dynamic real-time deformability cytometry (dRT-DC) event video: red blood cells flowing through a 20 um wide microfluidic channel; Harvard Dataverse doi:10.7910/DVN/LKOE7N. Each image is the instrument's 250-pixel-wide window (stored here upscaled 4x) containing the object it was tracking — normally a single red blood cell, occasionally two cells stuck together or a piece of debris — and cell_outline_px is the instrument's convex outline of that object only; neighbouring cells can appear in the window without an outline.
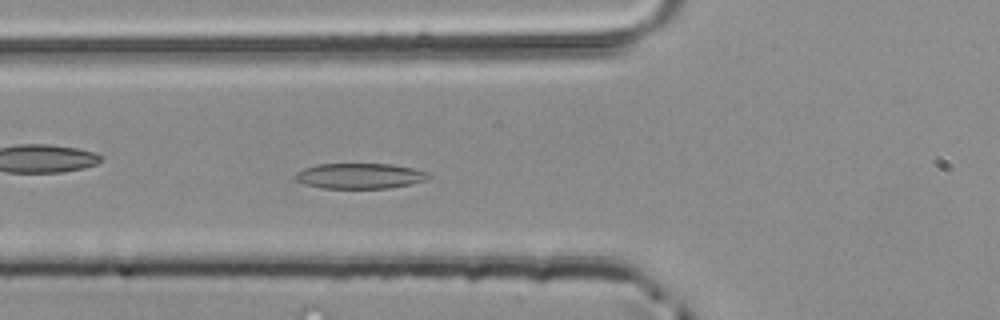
{"species": "common noctule bat (a hibernating species)", "species_latin": "Nyctalus noctula", "temperature_condition": "room temperature", "stored_images_in_passage": 40, "camera_frame_rate_fps": 3000, "um_per_image_px": 0.085, "animal": {"sex": "male", "body_mass_g": 20.4}, "frame": {"image": 1, "passage_image": 9, "time_ms": 2.667, "image_size_px": [1000, 320], "cell_outline_px": [[432, 176], [424, 180], [412, 184], [388, 188], [320, 188], [304, 184], [296, 180], [292, 176], [296, 172], [304, 168], [316, 164], [392, 164], [412, 168], [428, 172]], "centroid_in_image_um": [30.55, 14.95], "position_along_channel_um": 95.2, "area_um2": 19.88}}
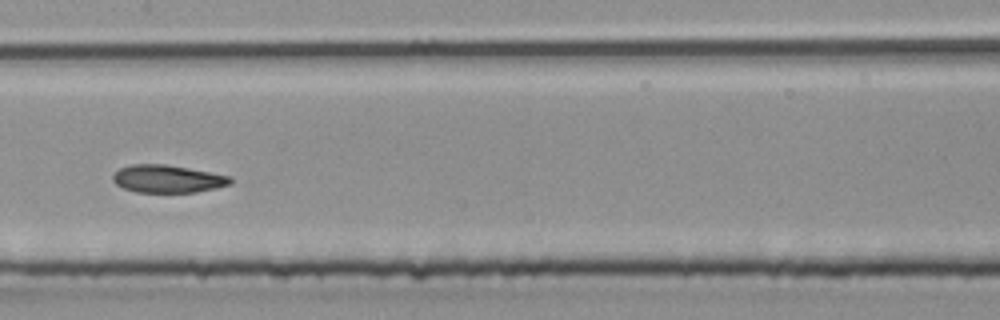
{"frame": {"image": 2, "passage_image": 16, "time_ms": 5.0, "image_size_px": [1000, 320], "cell_outline_px": [[232, 184], [216, 188], [196, 192], [136, 192], [124, 188], [116, 184], [112, 180], [112, 176], [120, 168], [132, 164], [164, 164], [188, 168], [232, 176]], "centroid_in_image_um": [14.27, 15.2], "position_along_channel_um": 193.1, "area_um2": 18.96}}
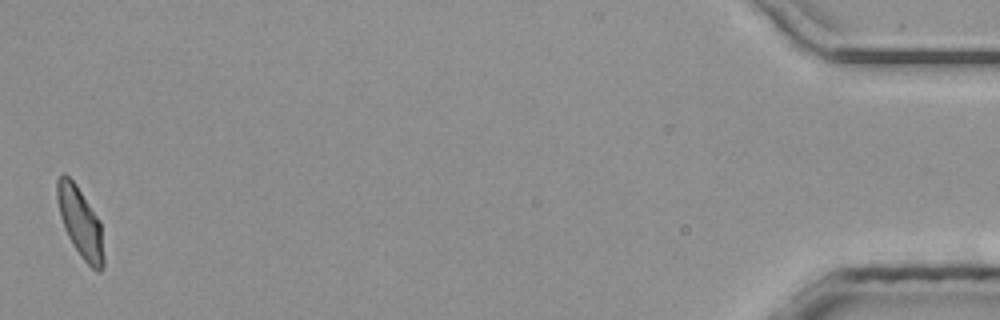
{"frame": {"image": 3, "passage_image": 40, "time_ms": 13.0, "image_size_px": [1000, 320], "cell_outline_px": [[104, 268], [100, 272], [96, 272], [80, 256], [72, 244], [64, 228], [60, 216], [56, 200], [56, 180], [64, 172], [76, 184], [100, 220], [104, 256]], "centroid_in_image_um": [6.82, 18.92], "position_along_channel_um": 428.4, "area_um2": 19.19}}